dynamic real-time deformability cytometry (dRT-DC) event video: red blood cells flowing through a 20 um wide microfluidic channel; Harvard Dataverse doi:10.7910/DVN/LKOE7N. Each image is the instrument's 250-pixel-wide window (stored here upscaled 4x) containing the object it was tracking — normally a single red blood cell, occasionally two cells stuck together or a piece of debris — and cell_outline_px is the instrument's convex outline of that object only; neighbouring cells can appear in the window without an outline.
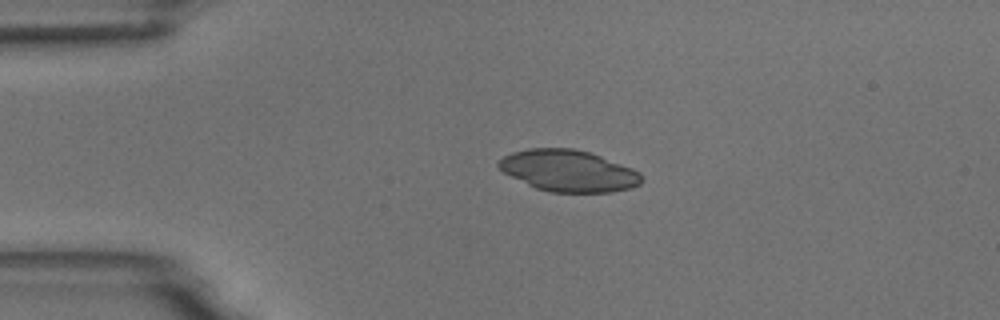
{"species": "common noctule bat (a hibernating species)", "species_latin": "Nyctalus noctula", "temperature_condition": "room temperature", "stored_images_in_passage": 43, "camera_frame_rate_fps": 3000, "um_per_image_px": 0.085, "animal": {"sex": "male", "body_mass_g": 18.8}, "frame": {"image": 1, "passage_image": 1, "time_ms": 0.0, "image_size_px": [1000, 320], "cell_outline_px": [[644, 180], [640, 184], [632, 188], [612, 192], [548, 192], [536, 188], [504, 172], [496, 164], [504, 156], [512, 152], [528, 148], [572, 148], [588, 152], [600, 156], [632, 168], [640, 172], [644, 176]], "centroid_in_image_um": [48.36, 14.52], "position_along_channel_um": 36.6, "area_um2": 34.51}}